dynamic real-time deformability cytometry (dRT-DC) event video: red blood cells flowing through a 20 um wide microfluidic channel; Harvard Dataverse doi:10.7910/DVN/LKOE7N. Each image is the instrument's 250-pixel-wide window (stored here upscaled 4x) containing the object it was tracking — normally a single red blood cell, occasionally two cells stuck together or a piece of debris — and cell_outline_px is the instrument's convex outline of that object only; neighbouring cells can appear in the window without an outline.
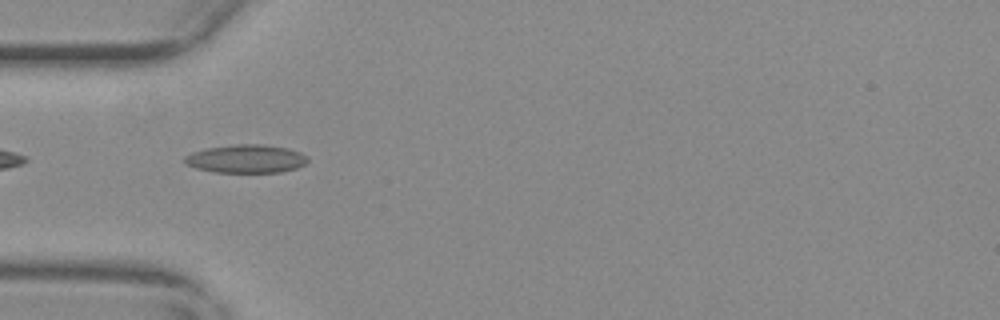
{"species": "common noctule bat (a hibernating species)", "species_latin": "Nyctalus noctula", "temperature_condition": "warm", "stored_images_in_passage": 40, "camera_frame_rate_fps": 3000, "um_per_image_px": 0.085, "animal": {"sex": "female", "body_mass_g": 29.2, "forearm_length_mm": 56.3}, "frame": {"image": 1, "passage_image": 2, "time_ms": 0.333, "image_size_px": [1000, 320], "cell_outline_px": [[308, 160], [304, 164], [296, 168], [280, 172], [216, 172], [196, 168], [184, 164], [184, 156], [192, 152], [208, 148], [236, 144], [264, 144], [288, 148], [300, 152], [308, 156]], "centroid_in_image_um": [20.92, 13.49], "position_along_channel_um": 64.1, "area_um2": 20.29}}
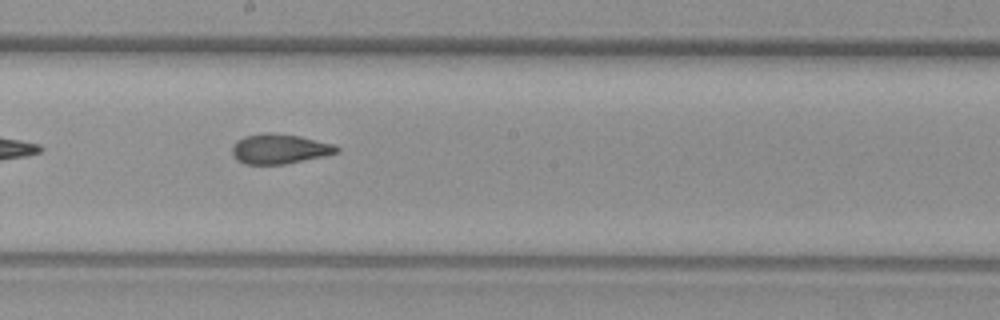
{"frame": {"image": 2, "passage_image": 15, "time_ms": 4.667, "image_size_px": [1000, 320], "cell_outline_px": [[340, 152], [324, 156], [284, 164], [244, 164], [236, 160], [232, 156], [232, 148], [236, 140], [244, 136], [264, 132], [272, 132], [300, 136], [336, 144], [340, 148]], "centroid_in_image_um": [23.76, 12.64], "position_along_channel_um": 224.4, "area_um2": 18.5}}
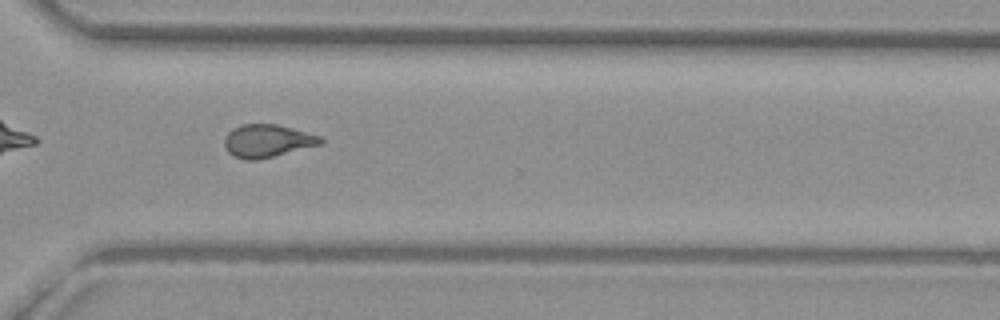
{"frame": {"image": 3, "passage_image": 25, "time_ms": 8.0, "image_size_px": [1000, 320], "cell_outline_px": [[324, 140], [320, 144], [256, 160], [244, 160], [228, 152], [224, 144], [224, 136], [232, 128], [240, 124], [276, 124], [292, 128], [320, 136]], "centroid_in_image_um": [22.67, 11.96], "position_along_channel_um": 347.9, "area_um2": 18.15}, "authors_computed_cell_mechanics": {"area_um2": 18.5249, "velocity_mm_per_s": 3.7147, "shape_relaxation_time_tau1_ms": null, "shape_relaxation_time_tau2_ms": 2.0739, "deformation_change_tau1": null, "deformation_change_tau2": 0.0899}}